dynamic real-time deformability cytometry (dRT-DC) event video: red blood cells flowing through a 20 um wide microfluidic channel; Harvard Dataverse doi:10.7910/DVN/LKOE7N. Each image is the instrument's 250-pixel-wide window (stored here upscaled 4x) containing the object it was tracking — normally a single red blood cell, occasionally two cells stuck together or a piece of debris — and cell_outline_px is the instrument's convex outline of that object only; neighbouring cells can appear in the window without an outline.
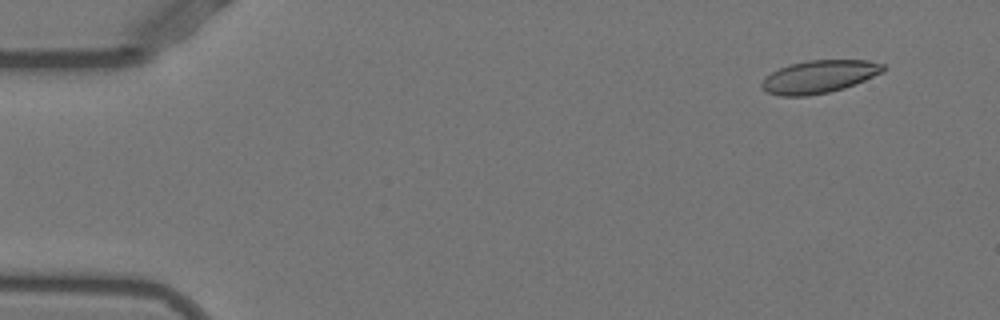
{"species": "Egyptian fruit bat (a non-hibernating species)", "species_latin": "Rousettus aegyptiacus", "temperature_condition": "warm", "stored_images_in_passage": 52, "camera_frame_rate_fps": 3000, "um_per_image_px": 0.085, "animal": {"sex": "female"}, "frame": {"image": 1, "passage_image": 4, "time_ms": 1.0, "image_size_px": [1000, 320], "cell_outline_px": [[888, 68], [884, 72], [844, 88], [828, 92], [808, 96], [780, 96], [764, 92], [760, 88], [760, 84], [764, 76], [788, 64], [808, 60], [868, 60], [884, 64]], "centroid_in_image_um": [69.59, 6.52], "position_along_channel_um": 15.4, "area_um2": 23.52}}
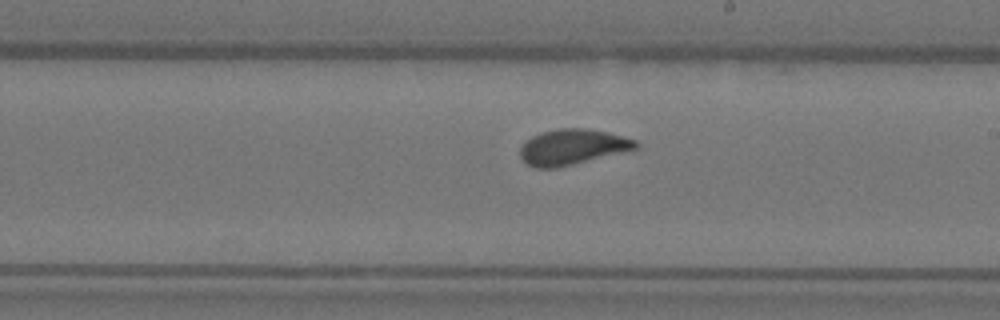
{"frame": {"image": 2, "passage_image": 30, "time_ms": 9.667, "image_size_px": [1000, 320], "cell_outline_px": [[640, 148], [556, 168], [536, 168], [528, 164], [520, 156], [520, 148], [532, 136], [540, 132], [560, 128], [588, 128], [608, 132], [624, 136], [636, 140], [640, 144]], "centroid_in_image_um": [48.7, 12.48], "position_along_channel_um": 240.3, "area_um2": 23.93}}
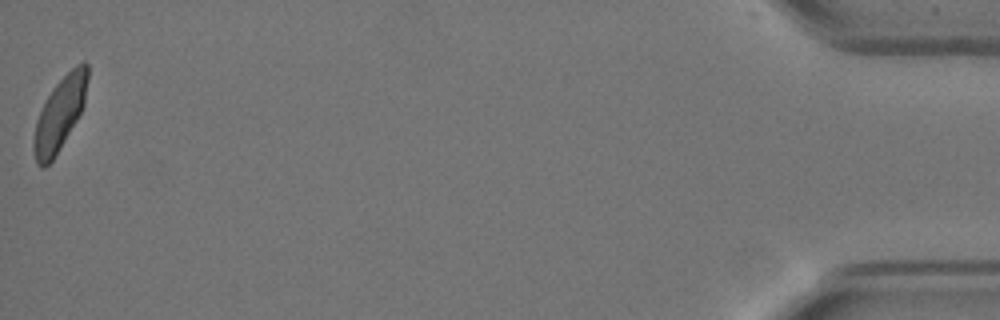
{"frame": {"image": 3, "passage_image": 52, "time_ms": 17.0, "image_size_px": [1000, 320], "cell_outline_px": [[88, 80], [84, 104], [76, 120], [52, 160], [44, 168], [40, 168], [36, 164], [32, 148], [32, 140], [36, 120], [52, 88], [76, 64], [84, 60], [88, 64]], "centroid_in_image_um": [5.06, 9.68], "position_along_channel_um": 430.1, "area_um2": 22.72}, "authors_computed_cell_mechanics": {"area_um2": 23.5535, "velocity_mm_per_s": 3.8828, "shape_relaxation_time_tau1_ms": 4.5916, "shape_relaxation_time_tau2_ms": null, "deformation_change_tau1": 0.1519, "deformation_change_tau2": null}}